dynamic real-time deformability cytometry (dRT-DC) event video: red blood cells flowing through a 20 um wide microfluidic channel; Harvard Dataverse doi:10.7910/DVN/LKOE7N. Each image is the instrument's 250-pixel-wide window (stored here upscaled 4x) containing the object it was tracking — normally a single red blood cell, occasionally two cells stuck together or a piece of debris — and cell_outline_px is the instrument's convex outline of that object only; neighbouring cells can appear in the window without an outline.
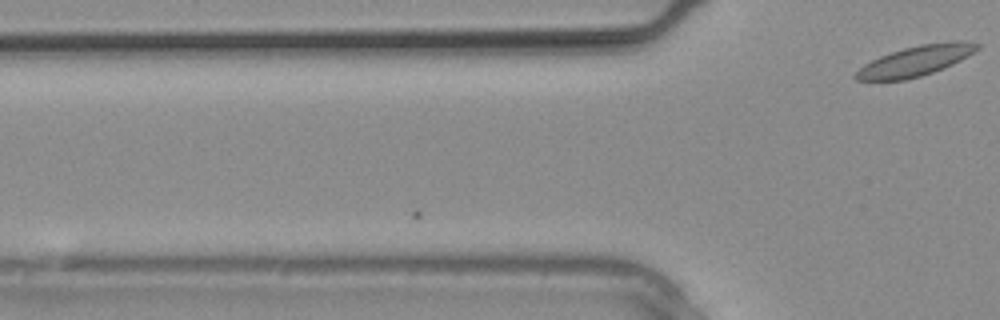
{"species": "common noctule bat (a hibernating species)", "species_latin": "Nyctalus noctula", "temperature_condition": "warm", "stored_images_in_passage": 2, "camera_frame_rate_fps": 3000, "um_per_image_px": 0.085, "animal": {"sex": "male", "body_mass_g": 20.4}, "frame": {"image": 1, "passage_image": 2, "time_ms": 0.333, "image_size_px": [1000, 320], "cell_outline_px": [[980, 48], [968, 56], [952, 64], [932, 72], [920, 76], [904, 80], [856, 80], [852, 76], [864, 64], [880, 56], [904, 48], [920, 44], [952, 40], [964, 40], [980, 44]], "centroid_in_image_um": [77.85, 5.15], "position_along_channel_um": 47.9, "area_um2": 21.33}}